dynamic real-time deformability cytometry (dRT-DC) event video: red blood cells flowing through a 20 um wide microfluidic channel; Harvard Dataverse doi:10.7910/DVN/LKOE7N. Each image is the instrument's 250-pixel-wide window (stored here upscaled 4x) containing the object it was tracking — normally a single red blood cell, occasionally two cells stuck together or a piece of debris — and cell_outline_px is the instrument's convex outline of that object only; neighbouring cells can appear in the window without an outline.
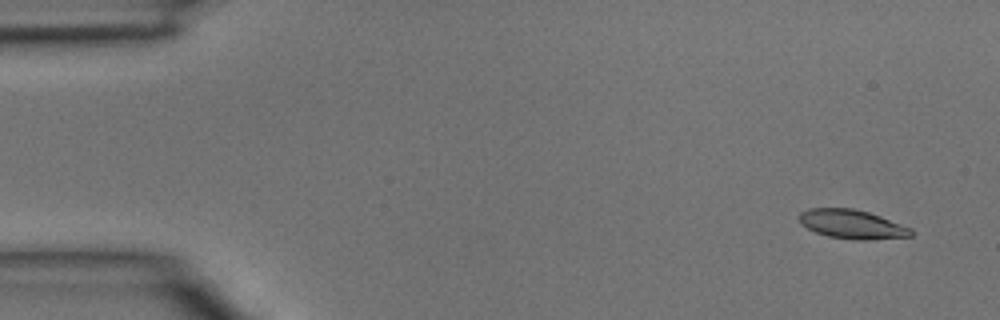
{"species": "common noctule bat (a hibernating species)", "species_latin": "Nyctalus noctula", "temperature_condition": "room temperature", "stored_images_in_passage": 3, "camera_frame_rate_fps": 3000, "um_per_image_px": 0.085, "animal": {"sex": "male", "body_mass_g": 15.6}, "frame": {"image": 1, "passage_image": 1, "time_ms": 0.0, "image_size_px": [1000, 320], "cell_outline_px": [[912, 236], [868, 240], [852, 240], [828, 236], [816, 232], [800, 224], [800, 212], [808, 208], [852, 208], [868, 212], [880, 216], [912, 228]], "centroid_in_image_um": [72.42, 19.06], "position_along_channel_um": 12.6, "area_um2": 18.9}}